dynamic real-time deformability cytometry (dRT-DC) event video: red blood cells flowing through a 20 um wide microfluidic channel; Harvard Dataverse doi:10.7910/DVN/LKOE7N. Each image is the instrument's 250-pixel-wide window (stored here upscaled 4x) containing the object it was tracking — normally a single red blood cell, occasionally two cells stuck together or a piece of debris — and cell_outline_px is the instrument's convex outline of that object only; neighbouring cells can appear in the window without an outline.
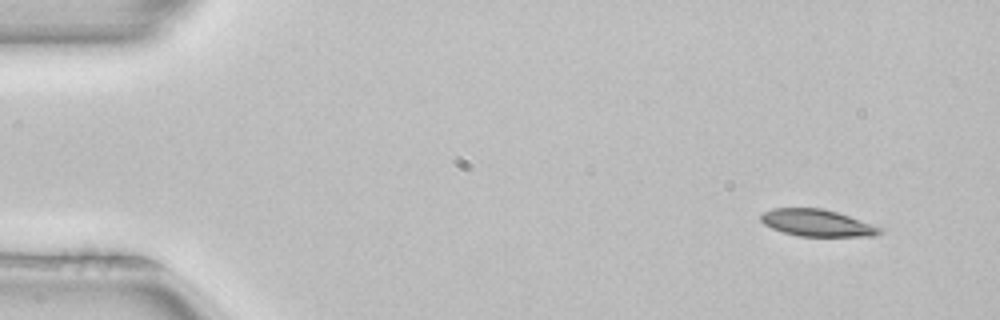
{"species": "common noctule bat (a hibernating species)", "species_latin": "Nyctalus noctula", "temperature_condition": "room temperature", "stored_images_in_passage": 6, "camera_frame_rate_fps": 3000, "um_per_image_px": 0.085, "animal": {"sex": "female", "body_mass_g": 22.7, "forearm_length_mm": 54.2}, "frame": {"image": 1, "passage_image": 1, "time_ms": 0.0, "image_size_px": [1000, 320], "cell_outline_px": [[884, 232], [872, 236], [800, 236], [784, 232], [772, 228], [764, 224], [760, 220], [760, 216], [764, 212], [772, 208], [824, 208], [884, 228]], "centroid_in_image_um": [69.46, 18.95], "position_along_channel_um": 15.5, "area_um2": 18.55}}
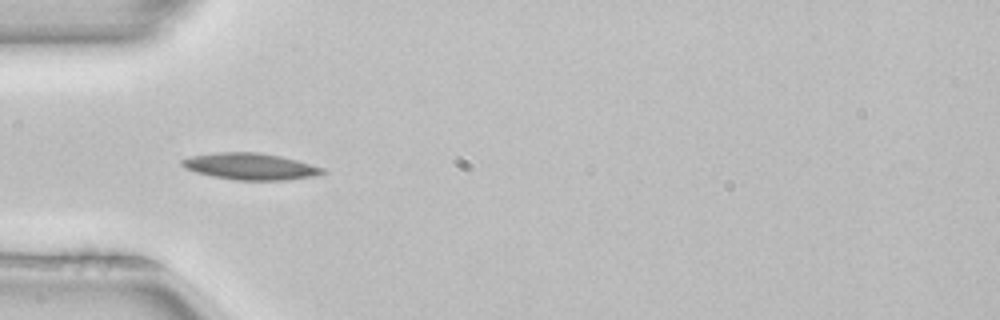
{"frame": {"image": 2, "passage_image": 4, "time_ms": 1.0, "image_size_px": [1000, 320], "cell_outline_px": [[328, 172], [316, 176], [284, 180], [236, 180], [212, 176], [196, 172], [184, 168], [180, 164], [180, 160], [188, 156], [212, 152], [256, 152], [280, 156], [296, 160], [324, 168]], "centroid_in_image_um": [21.24, 14.14], "position_along_channel_um": 63.8, "area_um2": 21.96}}